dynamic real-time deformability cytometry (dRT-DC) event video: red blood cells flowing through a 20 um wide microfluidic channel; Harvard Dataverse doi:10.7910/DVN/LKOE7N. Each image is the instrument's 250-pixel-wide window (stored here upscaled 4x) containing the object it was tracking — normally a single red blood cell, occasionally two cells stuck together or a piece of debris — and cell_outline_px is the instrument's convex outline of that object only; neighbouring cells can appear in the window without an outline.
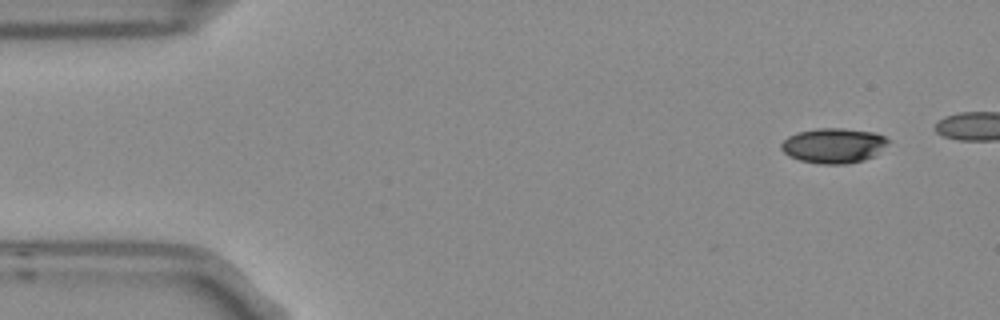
{"species": "Egyptian fruit bat (a non-hibernating species)", "species_latin": "Rousettus aegyptiacus", "temperature_condition": "room temperature", "stored_images_in_passage": 5, "camera_frame_rate_fps": 3000, "um_per_image_px": 0.085, "frame": {"image": 1, "passage_image": 1, "time_ms": 0.0, "image_size_px": [1000, 320], "cell_outline_px": [[892, 140], [876, 156], [864, 160], [844, 164], [820, 164], [800, 160], [788, 156], [780, 148], [780, 144], [788, 136], [796, 132], [816, 128], [844, 128], [876, 132]], "centroid_in_image_um": [70.88, 12.36], "position_along_channel_um": 14.1, "area_um2": 22.25}}